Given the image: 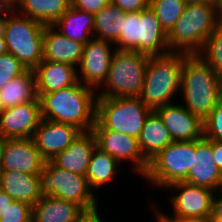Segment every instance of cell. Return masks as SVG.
I'll return each mask as SVG.
<instances>
[{"label": "cell", "instance_id": "74e56055", "mask_svg": "<svg viewBox=\"0 0 222 222\" xmlns=\"http://www.w3.org/2000/svg\"><path fill=\"white\" fill-rule=\"evenodd\" d=\"M218 191L217 193L215 192L213 196L210 216L211 222H222V189H219Z\"/></svg>", "mask_w": 222, "mask_h": 222}, {"label": "cell", "instance_id": "681fc988", "mask_svg": "<svg viewBox=\"0 0 222 222\" xmlns=\"http://www.w3.org/2000/svg\"><path fill=\"white\" fill-rule=\"evenodd\" d=\"M186 4L189 3H206V2H216V0H184Z\"/></svg>", "mask_w": 222, "mask_h": 222}, {"label": "cell", "instance_id": "1f68e13d", "mask_svg": "<svg viewBox=\"0 0 222 222\" xmlns=\"http://www.w3.org/2000/svg\"><path fill=\"white\" fill-rule=\"evenodd\" d=\"M222 79V21L198 53Z\"/></svg>", "mask_w": 222, "mask_h": 222}, {"label": "cell", "instance_id": "603a6c76", "mask_svg": "<svg viewBox=\"0 0 222 222\" xmlns=\"http://www.w3.org/2000/svg\"><path fill=\"white\" fill-rule=\"evenodd\" d=\"M172 142L170 132L162 119L155 111H152L146 118L138 138L143 157L149 162Z\"/></svg>", "mask_w": 222, "mask_h": 222}, {"label": "cell", "instance_id": "44dd1931", "mask_svg": "<svg viewBox=\"0 0 222 222\" xmlns=\"http://www.w3.org/2000/svg\"><path fill=\"white\" fill-rule=\"evenodd\" d=\"M0 189L12 199L31 206L42 198L39 175L0 171Z\"/></svg>", "mask_w": 222, "mask_h": 222}, {"label": "cell", "instance_id": "d6a6232c", "mask_svg": "<svg viewBox=\"0 0 222 222\" xmlns=\"http://www.w3.org/2000/svg\"><path fill=\"white\" fill-rule=\"evenodd\" d=\"M27 69L11 53H5L0 56V88L7 82L23 74Z\"/></svg>", "mask_w": 222, "mask_h": 222}, {"label": "cell", "instance_id": "4fadbf2b", "mask_svg": "<svg viewBox=\"0 0 222 222\" xmlns=\"http://www.w3.org/2000/svg\"><path fill=\"white\" fill-rule=\"evenodd\" d=\"M41 120L39 98L5 108L0 116V135L7 139L32 138Z\"/></svg>", "mask_w": 222, "mask_h": 222}, {"label": "cell", "instance_id": "d4e9b609", "mask_svg": "<svg viewBox=\"0 0 222 222\" xmlns=\"http://www.w3.org/2000/svg\"><path fill=\"white\" fill-rule=\"evenodd\" d=\"M83 210L75 202L42 196L33 206L32 222H75Z\"/></svg>", "mask_w": 222, "mask_h": 222}, {"label": "cell", "instance_id": "cb8c5ba5", "mask_svg": "<svg viewBox=\"0 0 222 222\" xmlns=\"http://www.w3.org/2000/svg\"><path fill=\"white\" fill-rule=\"evenodd\" d=\"M71 7V0H15L14 12L26 15L45 25H53Z\"/></svg>", "mask_w": 222, "mask_h": 222}, {"label": "cell", "instance_id": "b9f144b4", "mask_svg": "<svg viewBox=\"0 0 222 222\" xmlns=\"http://www.w3.org/2000/svg\"><path fill=\"white\" fill-rule=\"evenodd\" d=\"M157 207V205H155L154 207H153V211H154V216H155V222L157 221V222H174V221H171V220H169V219H167L166 217H164L163 215H162V213L158 210V207Z\"/></svg>", "mask_w": 222, "mask_h": 222}, {"label": "cell", "instance_id": "7c38bea8", "mask_svg": "<svg viewBox=\"0 0 222 222\" xmlns=\"http://www.w3.org/2000/svg\"><path fill=\"white\" fill-rule=\"evenodd\" d=\"M111 42L92 37L84 44L83 54L77 67L78 81L96 91L107 79L116 46Z\"/></svg>", "mask_w": 222, "mask_h": 222}, {"label": "cell", "instance_id": "5bb4252c", "mask_svg": "<svg viewBox=\"0 0 222 222\" xmlns=\"http://www.w3.org/2000/svg\"><path fill=\"white\" fill-rule=\"evenodd\" d=\"M45 164L33 138L7 139L0 171L39 175Z\"/></svg>", "mask_w": 222, "mask_h": 222}, {"label": "cell", "instance_id": "7a4b0ae2", "mask_svg": "<svg viewBox=\"0 0 222 222\" xmlns=\"http://www.w3.org/2000/svg\"><path fill=\"white\" fill-rule=\"evenodd\" d=\"M180 92L184 107L204 121L222 98V79L199 54L183 53Z\"/></svg>", "mask_w": 222, "mask_h": 222}, {"label": "cell", "instance_id": "c3c4849f", "mask_svg": "<svg viewBox=\"0 0 222 222\" xmlns=\"http://www.w3.org/2000/svg\"><path fill=\"white\" fill-rule=\"evenodd\" d=\"M216 4H217L218 17L220 21H222V0H216Z\"/></svg>", "mask_w": 222, "mask_h": 222}, {"label": "cell", "instance_id": "7dc6e473", "mask_svg": "<svg viewBox=\"0 0 222 222\" xmlns=\"http://www.w3.org/2000/svg\"><path fill=\"white\" fill-rule=\"evenodd\" d=\"M7 53L6 42L4 37H0V56Z\"/></svg>", "mask_w": 222, "mask_h": 222}, {"label": "cell", "instance_id": "ee69618b", "mask_svg": "<svg viewBox=\"0 0 222 222\" xmlns=\"http://www.w3.org/2000/svg\"><path fill=\"white\" fill-rule=\"evenodd\" d=\"M174 222H211V218H195V219H181V220H171Z\"/></svg>", "mask_w": 222, "mask_h": 222}, {"label": "cell", "instance_id": "bcb514c9", "mask_svg": "<svg viewBox=\"0 0 222 222\" xmlns=\"http://www.w3.org/2000/svg\"><path fill=\"white\" fill-rule=\"evenodd\" d=\"M11 5L6 0H0V11H9Z\"/></svg>", "mask_w": 222, "mask_h": 222}, {"label": "cell", "instance_id": "836d02e7", "mask_svg": "<svg viewBox=\"0 0 222 222\" xmlns=\"http://www.w3.org/2000/svg\"><path fill=\"white\" fill-rule=\"evenodd\" d=\"M203 125L204 137L222 141V98L209 116L203 121Z\"/></svg>", "mask_w": 222, "mask_h": 222}, {"label": "cell", "instance_id": "ac0fdd59", "mask_svg": "<svg viewBox=\"0 0 222 222\" xmlns=\"http://www.w3.org/2000/svg\"><path fill=\"white\" fill-rule=\"evenodd\" d=\"M37 94H46L78 82L77 67L63 62L43 60L35 69Z\"/></svg>", "mask_w": 222, "mask_h": 222}, {"label": "cell", "instance_id": "8fae6325", "mask_svg": "<svg viewBox=\"0 0 222 222\" xmlns=\"http://www.w3.org/2000/svg\"><path fill=\"white\" fill-rule=\"evenodd\" d=\"M92 132L95 135L96 147L113 156L120 164L129 161L131 170L141 178L145 175L149 162L143 157L137 138L105 129L97 120Z\"/></svg>", "mask_w": 222, "mask_h": 222}, {"label": "cell", "instance_id": "4dcf8cb0", "mask_svg": "<svg viewBox=\"0 0 222 222\" xmlns=\"http://www.w3.org/2000/svg\"><path fill=\"white\" fill-rule=\"evenodd\" d=\"M184 0H149V7L157 16L162 28L168 34L183 14Z\"/></svg>", "mask_w": 222, "mask_h": 222}, {"label": "cell", "instance_id": "f6af8a7d", "mask_svg": "<svg viewBox=\"0 0 222 222\" xmlns=\"http://www.w3.org/2000/svg\"><path fill=\"white\" fill-rule=\"evenodd\" d=\"M6 142H7V138L0 135V164H1L2 155H3V151H4V147H5Z\"/></svg>", "mask_w": 222, "mask_h": 222}, {"label": "cell", "instance_id": "60d3db41", "mask_svg": "<svg viewBox=\"0 0 222 222\" xmlns=\"http://www.w3.org/2000/svg\"><path fill=\"white\" fill-rule=\"evenodd\" d=\"M13 201L14 199L0 189V217L5 213L8 207L11 206Z\"/></svg>", "mask_w": 222, "mask_h": 222}, {"label": "cell", "instance_id": "9a60e30c", "mask_svg": "<svg viewBox=\"0 0 222 222\" xmlns=\"http://www.w3.org/2000/svg\"><path fill=\"white\" fill-rule=\"evenodd\" d=\"M81 131L73 125L42 119L33 140L45 161L65 151Z\"/></svg>", "mask_w": 222, "mask_h": 222}, {"label": "cell", "instance_id": "d590c367", "mask_svg": "<svg viewBox=\"0 0 222 222\" xmlns=\"http://www.w3.org/2000/svg\"><path fill=\"white\" fill-rule=\"evenodd\" d=\"M111 0H71V6L75 9L96 14L101 11Z\"/></svg>", "mask_w": 222, "mask_h": 222}, {"label": "cell", "instance_id": "9c48e42d", "mask_svg": "<svg viewBox=\"0 0 222 222\" xmlns=\"http://www.w3.org/2000/svg\"><path fill=\"white\" fill-rule=\"evenodd\" d=\"M39 178L42 196L75 202L83 209L99 205L98 193L95 194L91 190L85 176L61 169L52 161H45Z\"/></svg>", "mask_w": 222, "mask_h": 222}, {"label": "cell", "instance_id": "816d5d0a", "mask_svg": "<svg viewBox=\"0 0 222 222\" xmlns=\"http://www.w3.org/2000/svg\"><path fill=\"white\" fill-rule=\"evenodd\" d=\"M10 5L15 1V0H6Z\"/></svg>", "mask_w": 222, "mask_h": 222}, {"label": "cell", "instance_id": "d6986e66", "mask_svg": "<svg viewBox=\"0 0 222 222\" xmlns=\"http://www.w3.org/2000/svg\"><path fill=\"white\" fill-rule=\"evenodd\" d=\"M95 147L96 139L92 130L80 132L70 146L51 161L61 169L85 176Z\"/></svg>", "mask_w": 222, "mask_h": 222}, {"label": "cell", "instance_id": "5b68a950", "mask_svg": "<svg viewBox=\"0 0 222 222\" xmlns=\"http://www.w3.org/2000/svg\"><path fill=\"white\" fill-rule=\"evenodd\" d=\"M45 26L12 9L7 11L3 34L7 52L14 55L26 69L34 70L43 61Z\"/></svg>", "mask_w": 222, "mask_h": 222}, {"label": "cell", "instance_id": "30bf717a", "mask_svg": "<svg viewBox=\"0 0 222 222\" xmlns=\"http://www.w3.org/2000/svg\"><path fill=\"white\" fill-rule=\"evenodd\" d=\"M166 189H173L170 198V204L173 212L171 215L158 209L164 217L169 220L207 218L211 216L212 201L215 191L209 188L191 185L187 182L180 181L168 185Z\"/></svg>", "mask_w": 222, "mask_h": 222}, {"label": "cell", "instance_id": "8992f818", "mask_svg": "<svg viewBox=\"0 0 222 222\" xmlns=\"http://www.w3.org/2000/svg\"><path fill=\"white\" fill-rule=\"evenodd\" d=\"M148 58L144 53L116 49L107 79L100 87L102 89L97 90V98L138 97Z\"/></svg>", "mask_w": 222, "mask_h": 222}, {"label": "cell", "instance_id": "f907efd6", "mask_svg": "<svg viewBox=\"0 0 222 222\" xmlns=\"http://www.w3.org/2000/svg\"><path fill=\"white\" fill-rule=\"evenodd\" d=\"M4 110H5V108L3 106L2 100L0 99V116L3 113Z\"/></svg>", "mask_w": 222, "mask_h": 222}, {"label": "cell", "instance_id": "277c9868", "mask_svg": "<svg viewBox=\"0 0 222 222\" xmlns=\"http://www.w3.org/2000/svg\"><path fill=\"white\" fill-rule=\"evenodd\" d=\"M183 53L170 52L165 55L149 56L144 84L139 94L142 102L153 111L174 103L180 93Z\"/></svg>", "mask_w": 222, "mask_h": 222}, {"label": "cell", "instance_id": "8d00e7d4", "mask_svg": "<svg viewBox=\"0 0 222 222\" xmlns=\"http://www.w3.org/2000/svg\"><path fill=\"white\" fill-rule=\"evenodd\" d=\"M125 13L140 12L149 7V0H111Z\"/></svg>", "mask_w": 222, "mask_h": 222}, {"label": "cell", "instance_id": "7402d4cb", "mask_svg": "<svg viewBox=\"0 0 222 222\" xmlns=\"http://www.w3.org/2000/svg\"><path fill=\"white\" fill-rule=\"evenodd\" d=\"M140 21V53L149 56L170 53L167 33L150 7L140 11Z\"/></svg>", "mask_w": 222, "mask_h": 222}, {"label": "cell", "instance_id": "e575fe53", "mask_svg": "<svg viewBox=\"0 0 222 222\" xmlns=\"http://www.w3.org/2000/svg\"><path fill=\"white\" fill-rule=\"evenodd\" d=\"M33 206L14 200L0 217V222H32Z\"/></svg>", "mask_w": 222, "mask_h": 222}, {"label": "cell", "instance_id": "ab89813d", "mask_svg": "<svg viewBox=\"0 0 222 222\" xmlns=\"http://www.w3.org/2000/svg\"><path fill=\"white\" fill-rule=\"evenodd\" d=\"M214 161L222 173V141L212 140Z\"/></svg>", "mask_w": 222, "mask_h": 222}, {"label": "cell", "instance_id": "83f0119b", "mask_svg": "<svg viewBox=\"0 0 222 222\" xmlns=\"http://www.w3.org/2000/svg\"><path fill=\"white\" fill-rule=\"evenodd\" d=\"M38 98L34 70L27 69L0 88V99L4 108L35 101Z\"/></svg>", "mask_w": 222, "mask_h": 222}, {"label": "cell", "instance_id": "f1b7e54d", "mask_svg": "<svg viewBox=\"0 0 222 222\" xmlns=\"http://www.w3.org/2000/svg\"><path fill=\"white\" fill-rule=\"evenodd\" d=\"M124 14V11L110 1L101 11L94 14L93 36L114 44L122 32Z\"/></svg>", "mask_w": 222, "mask_h": 222}, {"label": "cell", "instance_id": "ffe728a7", "mask_svg": "<svg viewBox=\"0 0 222 222\" xmlns=\"http://www.w3.org/2000/svg\"><path fill=\"white\" fill-rule=\"evenodd\" d=\"M84 44L62 35L52 25L43 32V60L63 62L78 67Z\"/></svg>", "mask_w": 222, "mask_h": 222}, {"label": "cell", "instance_id": "6da1fadb", "mask_svg": "<svg viewBox=\"0 0 222 222\" xmlns=\"http://www.w3.org/2000/svg\"><path fill=\"white\" fill-rule=\"evenodd\" d=\"M37 95L42 119L70 124L81 132L92 130L96 121L95 89L78 81L70 87Z\"/></svg>", "mask_w": 222, "mask_h": 222}, {"label": "cell", "instance_id": "52a82bcc", "mask_svg": "<svg viewBox=\"0 0 222 222\" xmlns=\"http://www.w3.org/2000/svg\"><path fill=\"white\" fill-rule=\"evenodd\" d=\"M153 110L139 97L97 98L96 120L108 130L139 138Z\"/></svg>", "mask_w": 222, "mask_h": 222}, {"label": "cell", "instance_id": "2e32d148", "mask_svg": "<svg viewBox=\"0 0 222 222\" xmlns=\"http://www.w3.org/2000/svg\"><path fill=\"white\" fill-rule=\"evenodd\" d=\"M162 119L173 141H195L204 136L203 121L183 103H171L154 110Z\"/></svg>", "mask_w": 222, "mask_h": 222}, {"label": "cell", "instance_id": "ba28073f", "mask_svg": "<svg viewBox=\"0 0 222 222\" xmlns=\"http://www.w3.org/2000/svg\"><path fill=\"white\" fill-rule=\"evenodd\" d=\"M195 141H173L149 161L143 178L159 189L184 181L192 167Z\"/></svg>", "mask_w": 222, "mask_h": 222}, {"label": "cell", "instance_id": "4316f807", "mask_svg": "<svg viewBox=\"0 0 222 222\" xmlns=\"http://www.w3.org/2000/svg\"><path fill=\"white\" fill-rule=\"evenodd\" d=\"M121 169L122 165L113 156L95 147L85 177L91 190L96 193L95 191L103 189V185L116 179L115 176L119 175Z\"/></svg>", "mask_w": 222, "mask_h": 222}, {"label": "cell", "instance_id": "484cf974", "mask_svg": "<svg viewBox=\"0 0 222 222\" xmlns=\"http://www.w3.org/2000/svg\"><path fill=\"white\" fill-rule=\"evenodd\" d=\"M52 26L67 38L86 44L94 37V14L71 6Z\"/></svg>", "mask_w": 222, "mask_h": 222}, {"label": "cell", "instance_id": "3957f363", "mask_svg": "<svg viewBox=\"0 0 222 222\" xmlns=\"http://www.w3.org/2000/svg\"><path fill=\"white\" fill-rule=\"evenodd\" d=\"M220 22L216 2L186 4L183 14L167 34L170 52L198 54Z\"/></svg>", "mask_w": 222, "mask_h": 222}, {"label": "cell", "instance_id": "e0dca14e", "mask_svg": "<svg viewBox=\"0 0 222 222\" xmlns=\"http://www.w3.org/2000/svg\"><path fill=\"white\" fill-rule=\"evenodd\" d=\"M184 182L215 192L222 189V173L214 161L212 139L203 136L195 140L192 167Z\"/></svg>", "mask_w": 222, "mask_h": 222}, {"label": "cell", "instance_id": "f35d334b", "mask_svg": "<svg viewBox=\"0 0 222 222\" xmlns=\"http://www.w3.org/2000/svg\"><path fill=\"white\" fill-rule=\"evenodd\" d=\"M98 210V205L90 209H84L75 222H104L100 218V211Z\"/></svg>", "mask_w": 222, "mask_h": 222}, {"label": "cell", "instance_id": "f546056e", "mask_svg": "<svg viewBox=\"0 0 222 222\" xmlns=\"http://www.w3.org/2000/svg\"><path fill=\"white\" fill-rule=\"evenodd\" d=\"M140 12L123 15L122 32L114 43L116 49L140 52Z\"/></svg>", "mask_w": 222, "mask_h": 222}, {"label": "cell", "instance_id": "7bdbcfd3", "mask_svg": "<svg viewBox=\"0 0 222 222\" xmlns=\"http://www.w3.org/2000/svg\"><path fill=\"white\" fill-rule=\"evenodd\" d=\"M7 19V11H0V37H4V26Z\"/></svg>", "mask_w": 222, "mask_h": 222}]
</instances>
